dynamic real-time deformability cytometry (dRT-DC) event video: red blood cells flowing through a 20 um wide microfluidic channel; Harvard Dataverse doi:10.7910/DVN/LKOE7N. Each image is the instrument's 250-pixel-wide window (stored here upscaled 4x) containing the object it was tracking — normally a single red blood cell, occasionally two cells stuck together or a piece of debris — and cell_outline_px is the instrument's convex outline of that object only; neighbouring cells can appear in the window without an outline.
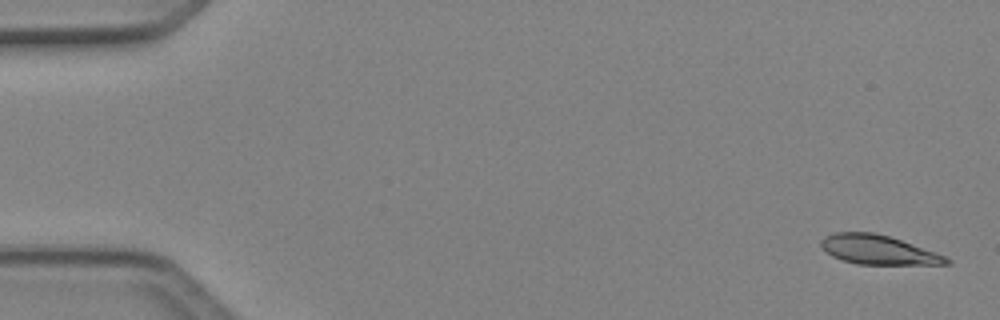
{"species": "Egyptian fruit bat (a non-hibernating species)", "species_latin": "Rousettus aegyptiacus", "temperature_condition": "cold", "stored_images_in_passage": 5, "camera_frame_rate_fps": 3000, "um_per_image_px": 0.085, "animal": {"sex": "female"}, "frame": {"image": 1, "passage_image": 1, "time_ms": 0.0, "image_size_px": [1000, 320], "cell_outline_px": [[952, 264], [856, 264], [832, 256], [820, 244], [820, 240], [824, 236], [836, 232], [872, 232], [888, 236], [900, 240], [944, 256], [952, 260]], "centroid_in_image_um": [74.61, 21.23], "position_along_channel_um": 10.4, "area_um2": 20.92}}
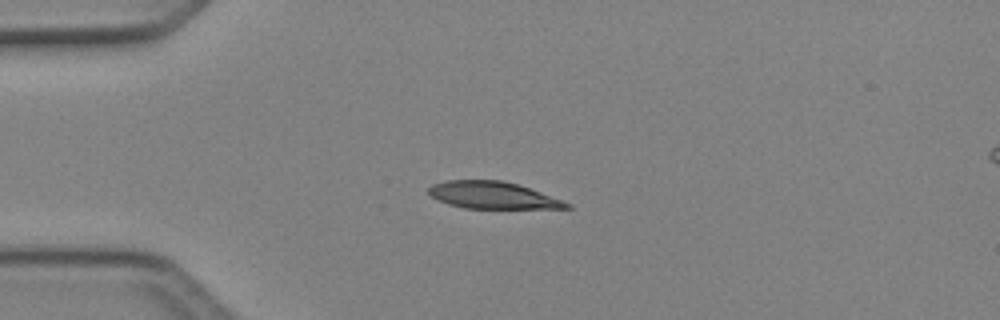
{"frame": {"image": 2, "passage_image": 4, "time_ms": 1.0, "image_size_px": [1000, 320], "cell_outline_px": [[572, 208], [464, 208], [448, 204], [432, 196], [428, 192], [428, 188], [432, 184], [444, 180], [500, 180], [516, 184], [540, 192], [572, 204]], "centroid_in_image_um": [41.84, 16.59], "position_along_channel_um": 43.2, "area_um2": 21.44}}